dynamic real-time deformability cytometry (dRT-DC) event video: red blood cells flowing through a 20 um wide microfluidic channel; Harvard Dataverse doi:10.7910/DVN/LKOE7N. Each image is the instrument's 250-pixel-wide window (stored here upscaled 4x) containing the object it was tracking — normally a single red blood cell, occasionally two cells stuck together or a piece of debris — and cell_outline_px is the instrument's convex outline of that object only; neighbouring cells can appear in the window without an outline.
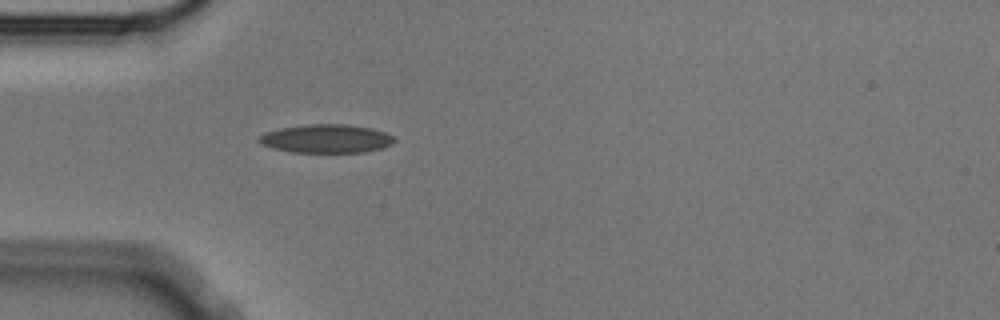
{"species": "Egyptian fruit bat (a non-hibernating species)", "species_latin": "Rousettus aegyptiacus", "temperature_condition": "cold", "stored_images_in_passage": 46, "camera_frame_rate_fps": 3000, "um_per_image_px": 0.085, "animal": {"sex": "male"}, "frame": {"image": 1, "passage_image": 6, "time_ms": 1.667, "image_size_px": [1000, 320], "cell_outline_px": [[396, 140], [392, 144], [384, 148], [364, 152], [292, 152], [272, 148], [260, 144], [256, 140], [260, 136], [268, 132], [280, 128], [308, 124], [348, 124], [372, 128], [384, 132], [392, 136]], "centroid_in_image_um": [27.75, 11.79], "position_along_channel_um": 57.3, "area_um2": 22.54}}
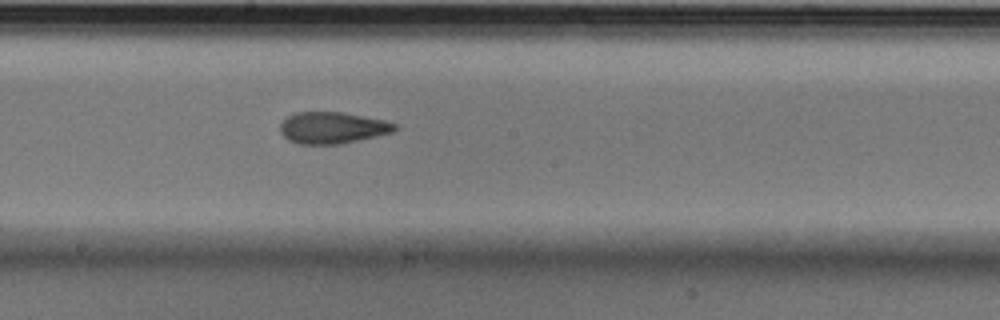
{"frame": {"image": 2, "passage_image": 20, "time_ms": 6.333, "image_size_px": [1000, 320], "cell_outline_px": [[400, 128], [392, 132], [376, 136], [340, 144], [300, 144], [288, 140], [280, 132], [280, 124], [288, 116], [296, 112], [344, 112], [384, 120], [396, 124]], "centroid_in_image_um": [28.26, 10.86], "position_along_channel_um": 219.9, "area_um2": 21.1}}
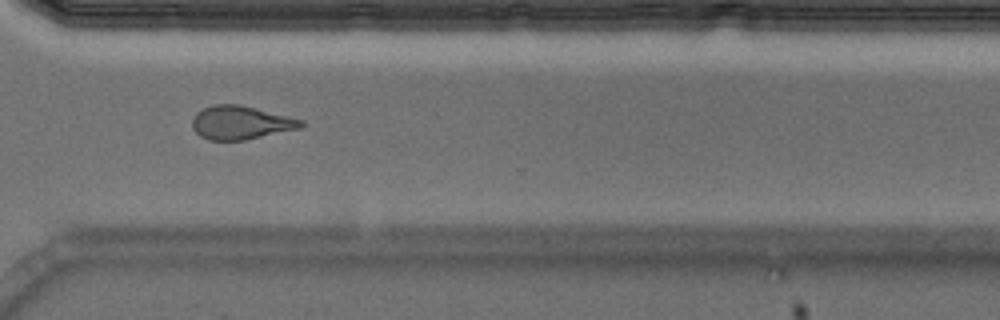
{"frame": {"image": 3, "passage_image": 31, "time_ms": 10.0, "image_size_px": [1000, 320], "cell_outline_px": [[304, 124], [300, 128], [244, 140], [208, 140], [200, 136], [192, 128], [192, 120], [196, 112], [212, 104], [240, 104], [304, 120]], "centroid_in_image_um": [20.43, 10.42], "position_along_channel_um": 350.2, "area_um2": 21.21}, "authors_computed_cell_mechanics": {"area_um2": 21.5305, "velocity_mm_per_s": 3.5684, "shape_relaxation_time_tau1_ms": 7.2171, "shape_relaxation_time_tau2_ms": 3.058, "deformation_change_tau1": 0.1599, "deformation_change_tau2": 0.1077}}